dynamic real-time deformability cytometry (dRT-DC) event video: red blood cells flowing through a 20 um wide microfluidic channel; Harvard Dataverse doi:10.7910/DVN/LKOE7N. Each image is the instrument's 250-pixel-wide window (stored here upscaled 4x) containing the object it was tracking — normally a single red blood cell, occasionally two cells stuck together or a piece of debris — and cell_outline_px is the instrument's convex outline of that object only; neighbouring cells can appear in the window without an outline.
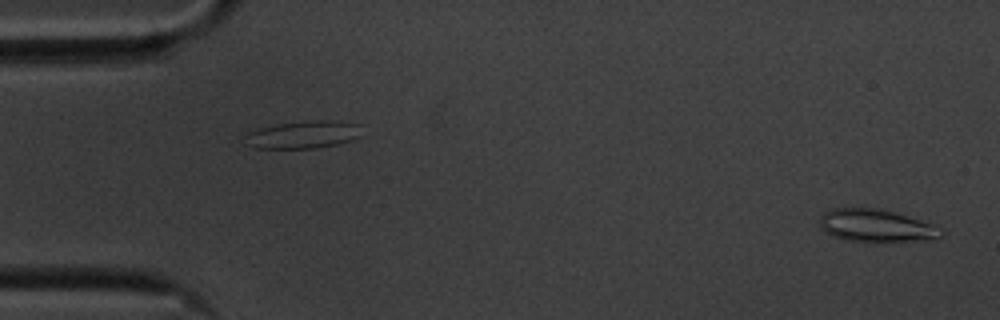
{"species": "common noctule bat (a hibernating species)", "species_latin": "Nyctalus noctula", "temperature_condition": "cold", "stored_images_in_passage": 55, "camera_frame_rate_fps": 3000, "um_per_image_px": 0.085, "animal": {"sex": "male", "body_mass_g": 20.1, "forearm_length_mm": 53.5}, "frame": {"image": 1, "passage_image": 1, "time_ms": 0.0, "image_size_px": [1000, 320], "cell_outline_px": [[944, 232], [940, 236], [932, 240], [848, 240], [836, 236], [820, 228], [820, 216], [824, 212], [832, 208], [884, 208], [944, 228]], "centroid_in_image_um": [74.51, 19.14], "position_along_channel_um": 10.5, "area_um2": 22.66}}
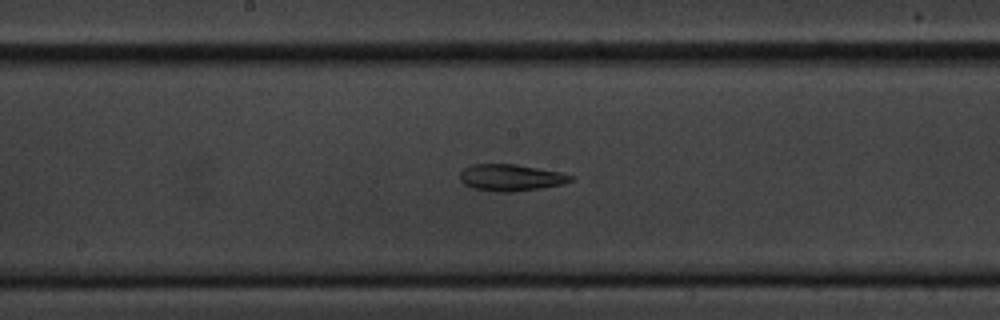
{"frame": {"image": 2, "passage_image": 28, "time_ms": 9.0, "image_size_px": [1000, 320], "cell_outline_px": [[576, 176], [572, 180], [560, 184], [540, 188], [512, 192], [496, 192], [472, 188], [464, 184], [460, 180], [460, 172], [464, 168], [472, 164], [516, 164], [560, 172]], "centroid_in_image_um": [43.39, 15.09], "position_along_channel_um": 204.8, "area_um2": 17.22}}
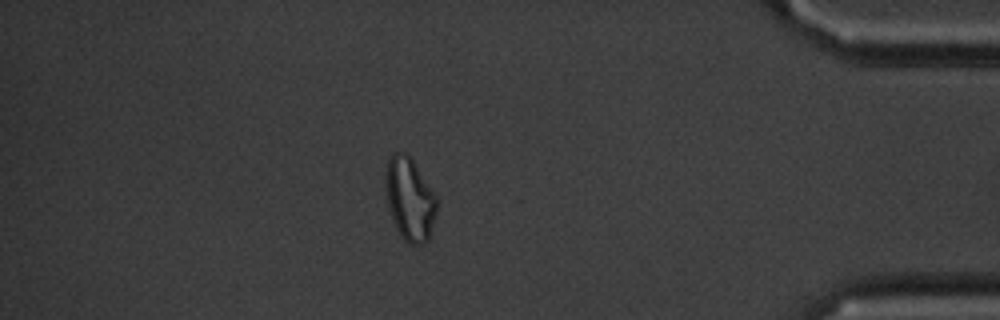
{"frame": {"image": 3, "passage_image": 48, "time_ms": 15.667, "image_size_px": [1000, 320], "cell_outline_px": [[436, 216], [428, 240], [420, 244], [412, 244], [404, 240], [392, 216], [388, 204], [388, 160], [396, 152], [404, 152], [412, 160], [436, 196]], "centroid_in_image_um": [34.88, 16.96], "position_along_channel_um": 400.3, "area_um2": 23.41}}